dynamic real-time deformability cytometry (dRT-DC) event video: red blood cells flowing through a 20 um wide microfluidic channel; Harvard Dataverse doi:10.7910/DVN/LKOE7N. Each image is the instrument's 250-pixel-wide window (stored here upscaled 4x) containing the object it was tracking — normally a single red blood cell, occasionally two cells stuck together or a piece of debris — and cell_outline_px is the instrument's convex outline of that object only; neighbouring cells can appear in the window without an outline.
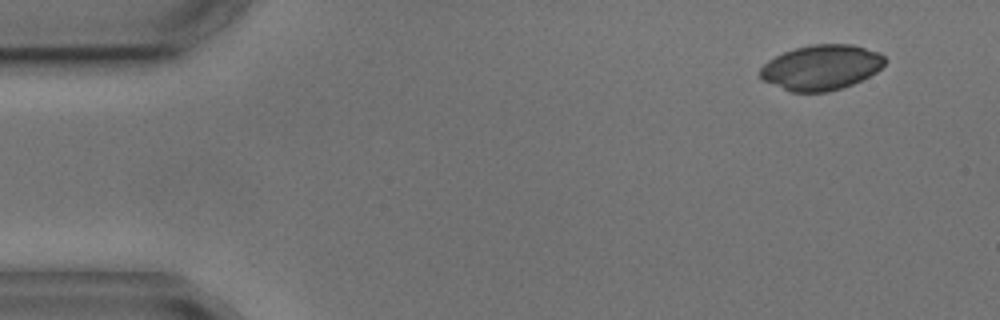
{"species": "common noctule bat (a hibernating species)", "species_latin": "Nyctalus noctula", "temperature_condition": "cold", "stored_images_in_passage": 4, "camera_frame_rate_fps": 3000, "um_per_image_px": 0.085, "animal": {"sex": "male", "body_mass_g": 17.9, "forearm_length_mm": 54.2}, "frame": {"image": 1, "passage_image": 1, "time_ms": 0.0, "image_size_px": [1000, 320], "cell_outline_px": [[888, 60], [876, 72], [852, 84], [828, 92], [792, 92], [764, 80], [760, 76], [760, 68], [768, 60], [784, 52], [796, 48], [812, 44], [852, 44], [880, 52]], "centroid_in_image_um": [69.83, 5.72], "position_along_channel_um": 15.2, "area_um2": 32.6}}